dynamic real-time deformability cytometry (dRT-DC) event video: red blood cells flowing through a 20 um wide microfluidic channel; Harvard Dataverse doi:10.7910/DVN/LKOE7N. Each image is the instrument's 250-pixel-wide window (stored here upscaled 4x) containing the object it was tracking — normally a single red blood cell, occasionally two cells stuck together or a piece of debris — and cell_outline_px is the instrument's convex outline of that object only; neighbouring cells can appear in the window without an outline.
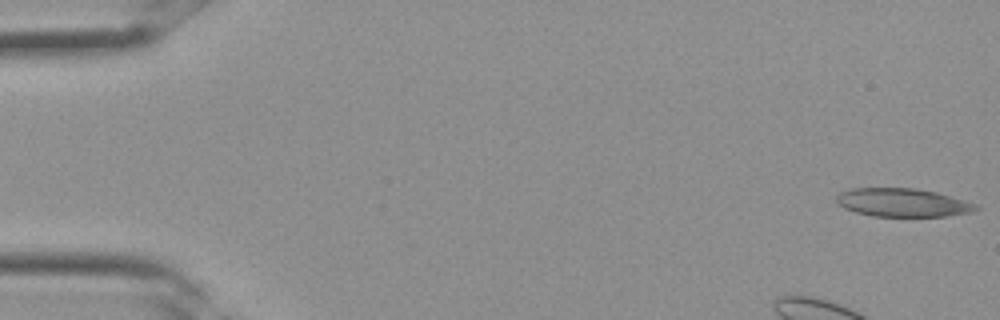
{"species": "Egyptian fruit bat (a non-hibernating species)", "species_latin": "Rousettus aegyptiacus", "temperature_condition": "room temperature", "stored_images_in_passage": 33, "camera_frame_rate_fps": 3000, "um_per_image_px": 0.085, "frame": {"image": 1, "passage_image": 1, "time_ms": 0.0, "image_size_px": [1000, 320], "cell_outline_px": [[980, 208], [972, 212], [944, 216], [872, 216], [856, 212], [844, 208], [836, 204], [836, 196], [840, 192], [852, 188], [916, 188], [936, 192], [976, 204]], "centroid_in_image_um": [76.68, 17.21], "position_along_channel_um": 8.3, "area_um2": 23.0}}